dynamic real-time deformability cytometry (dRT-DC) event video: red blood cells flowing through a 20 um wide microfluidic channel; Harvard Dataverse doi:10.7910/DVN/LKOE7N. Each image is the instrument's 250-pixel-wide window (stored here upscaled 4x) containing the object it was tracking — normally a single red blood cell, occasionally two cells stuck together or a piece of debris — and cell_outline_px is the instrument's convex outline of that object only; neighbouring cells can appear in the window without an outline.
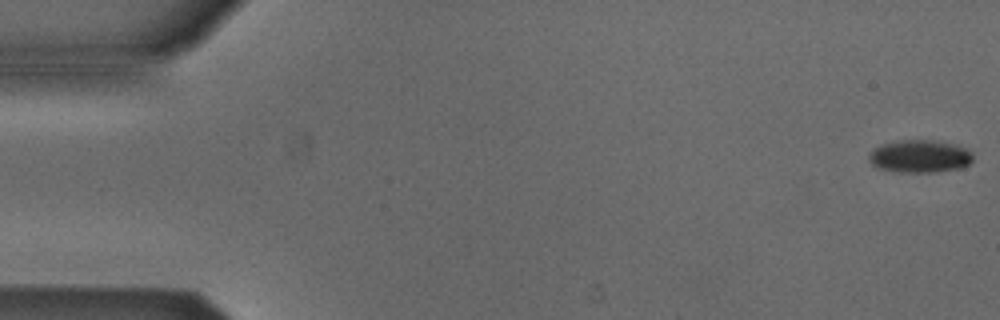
{"species": "Egyptian fruit bat (a non-hibernating species)", "species_latin": "Rousettus aegyptiacus", "temperature_condition": "cold", "stored_images_in_passage": 53, "camera_frame_rate_fps": 3000, "um_per_image_px": 0.085, "animal": {"sex": "male"}, "frame": {"image": 1, "passage_image": 1, "time_ms": 0.0, "image_size_px": [1000, 320], "cell_outline_px": [[972, 160], [968, 164], [960, 168], [936, 172], [900, 172], [880, 168], [872, 164], [868, 160], [868, 156], [876, 148], [884, 144], [896, 140], [936, 140], [956, 144], [972, 152]], "centroid_in_image_um": [78.21, 13.28], "position_along_channel_um": 6.8, "area_um2": 19.71}}
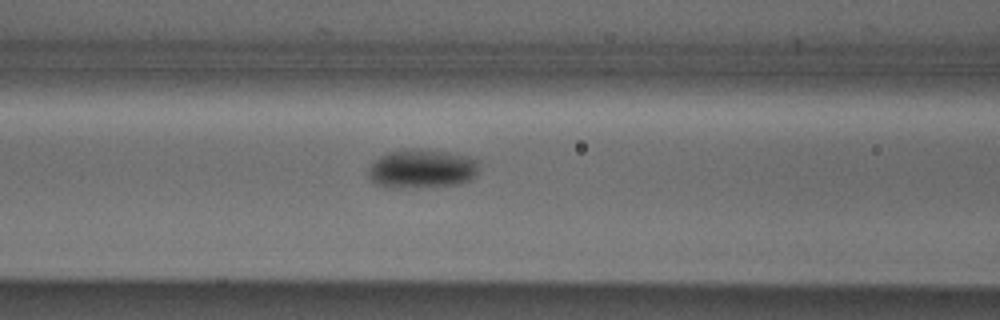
{"frame": {"image": 2, "passage_image": 22, "time_ms": 7.0, "image_size_px": [1000, 320], "cell_outline_px": [[480, 168], [472, 180], [460, 184], [400, 188], [384, 188], [372, 184], [368, 176], [368, 168], [380, 156], [388, 152], [412, 148], [420, 148], [448, 152], [468, 156], [480, 160]], "centroid_in_image_um": [35.87, 14.35], "position_along_channel_um": 130.7, "area_um2": 25.72}}
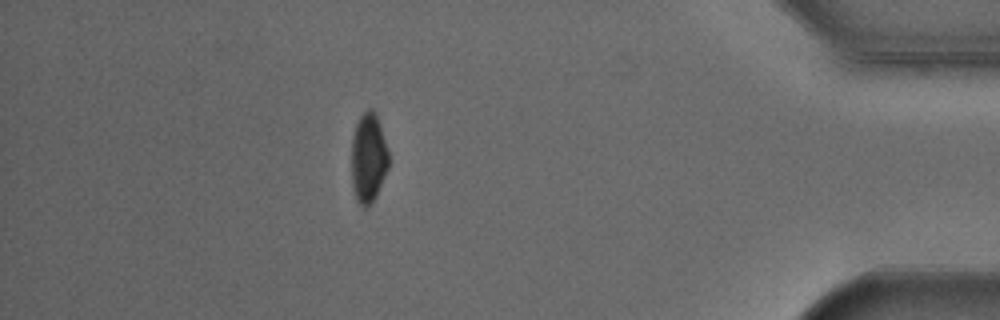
{"frame": {"image": 3, "passage_image": 47, "time_ms": 15.333, "image_size_px": [1000, 320], "cell_outline_px": [[388, 168], [376, 196], [372, 204], [364, 208], [356, 200], [352, 188], [352, 136], [356, 124], [360, 116], [368, 108], [372, 108], [376, 112], [380, 124], [388, 152]], "centroid_in_image_um": [31.31, 13.43], "position_along_channel_um": 403.9, "area_um2": 19.48}, "authors_computed_cell_mechanics": {"area_um2": 21.5016, "velocity_mm_per_s": 3.8584, "shape_relaxation_time_tau1_ms": 3.5079, "shape_relaxation_time_tau2_ms": null, "deformation_change_tau1": 0.0908, "deformation_change_tau2": null}}